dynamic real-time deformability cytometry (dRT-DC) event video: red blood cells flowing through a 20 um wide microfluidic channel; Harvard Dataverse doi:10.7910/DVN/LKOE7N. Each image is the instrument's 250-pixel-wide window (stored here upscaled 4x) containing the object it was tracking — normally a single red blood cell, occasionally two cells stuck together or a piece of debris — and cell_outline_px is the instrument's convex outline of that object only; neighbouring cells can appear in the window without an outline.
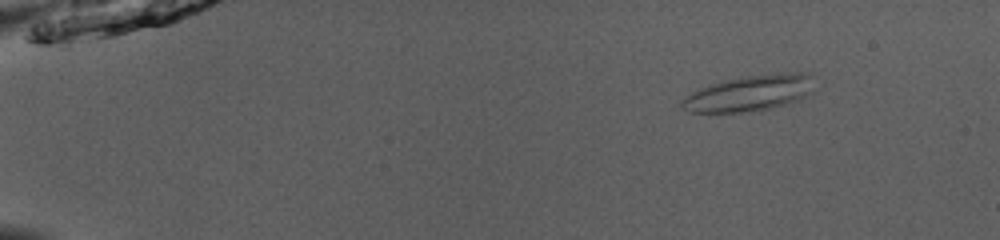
{"species": "common noctule bat (a hibernating species)", "species_latin": "Nyctalus noctula", "temperature_condition": "room temperature", "stored_images_in_passage": 52, "camera_frame_rate_fps": 3000, "um_per_image_px": 0.085, "animal": {"sex": "male", "body_mass_g": 13.0, "forearm_length_mm": 53.1}, "frame": {"image": 1, "passage_image": 7, "time_ms": 2.0, "image_size_px": [1000, 240], "cell_outline_px": [[812, 92], [808, 96], [784, 104], [768, 108], [740, 112], [688, 112], [680, 104], [680, 100], [684, 96], [700, 88], [720, 80], [744, 76], [780, 72], [804, 72], [812, 76]], "centroid_in_image_um": [63.69, 7.89], "position_along_channel_um": 21.3, "area_um2": 27.74}}
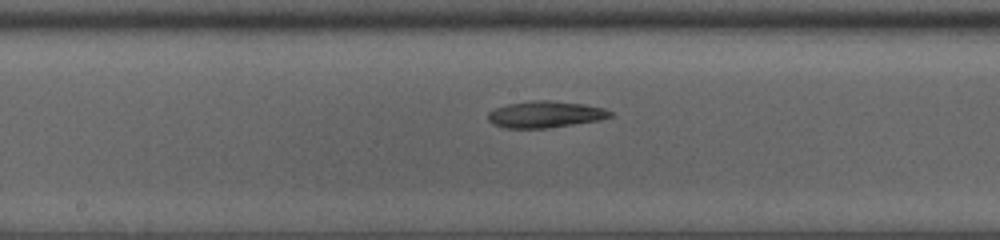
{"frame": {"image": 2, "passage_image": 29, "time_ms": 9.333, "image_size_px": [1000, 240], "cell_outline_px": [[612, 116], [600, 120], [548, 128], [504, 128], [492, 124], [488, 120], [488, 112], [496, 108], [508, 104], [532, 100], [548, 100], [584, 104], [604, 108], [612, 112]], "centroid_in_image_um": [46.34, 9.72], "position_along_channel_um": 201.9, "area_um2": 18.96}}
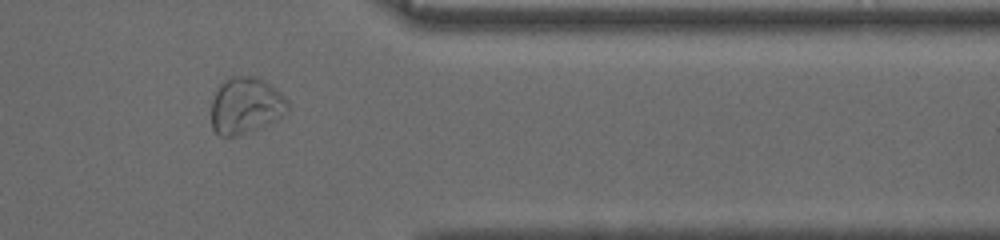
{"frame": {"image": 3, "passage_image": 44, "time_ms": 14.333, "image_size_px": [1000, 240], "cell_outline_px": [[288, 112], [276, 120], [256, 128], [232, 136], [220, 136], [212, 128], [212, 100], [220, 84], [224, 80], [232, 76], [252, 76], [268, 84], [280, 92], [288, 100]], "centroid_in_image_um": [20.88, 8.97], "position_along_channel_um": 390.5, "area_um2": 24.68}, "authors_computed_cell_mechanics": {"area_um2": 21.9062, "velocity_mm_per_s": 3.9202, "shape_relaxation_time_tau1_ms": null, "shape_relaxation_time_tau2_ms": 7.2395, "deformation_change_tau1": null, "deformation_change_tau2": 0.1285}}